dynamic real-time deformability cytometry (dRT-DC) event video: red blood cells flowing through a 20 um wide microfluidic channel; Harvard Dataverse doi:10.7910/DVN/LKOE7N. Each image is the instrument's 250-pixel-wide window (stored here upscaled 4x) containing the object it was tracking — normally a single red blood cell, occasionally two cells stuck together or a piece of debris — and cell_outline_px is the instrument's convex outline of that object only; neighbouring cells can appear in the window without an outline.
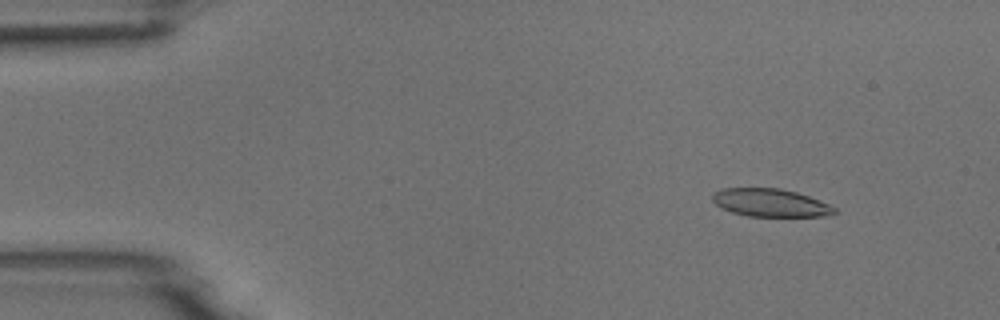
{"species": "common noctule bat (a hibernating species)", "species_latin": "Nyctalus noctula", "temperature_condition": "room temperature", "stored_images_in_passage": 53, "camera_frame_rate_fps": 3000, "um_per_image_px": 0.085, "animal": {"sex": "male", "body_mass_g": 18.8}, "frame": {"image": 1, "passage_image": 6, "time_ms": 1.667, "image_size_px": [1000, 320], "cell_outline_px": [[824, 212], [812, 216], [760, 216], [740, 212], [728, 208], [736, 188], [768, 188], [788, 192], [804, 196], [820, 204]], "centroid_in_image_um": [65.71, 17.27], "position_along_channel_um": 19.3, "area_um2": 14.91}}
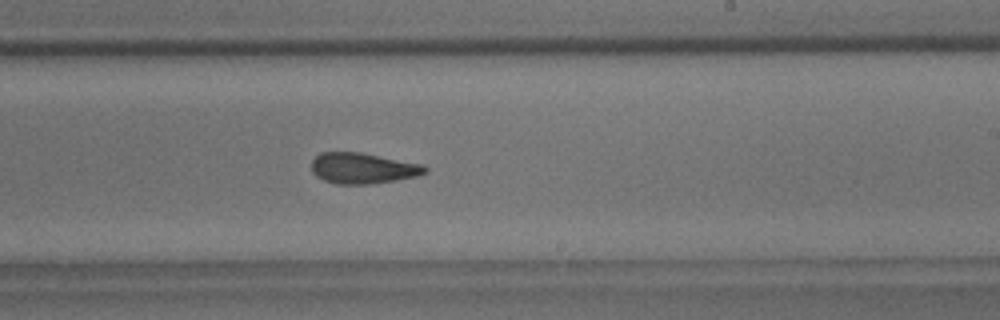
{"frame": {"image": 2, "passage_image": 32, "time_ms": 10.333, "image_size_px": [1000, 320], "cell_outline_px": [[424, 168], [420, 172], [404, 176], [380, 180], [332, 180], [316, 172], [316, 160], [320, 156], [332, 152], [344, 152], [368, 156]], "centroid_in_image_um": [30.68, 14.24], "position_along_channel_um": 258.3, "area_um2": 15.32}}
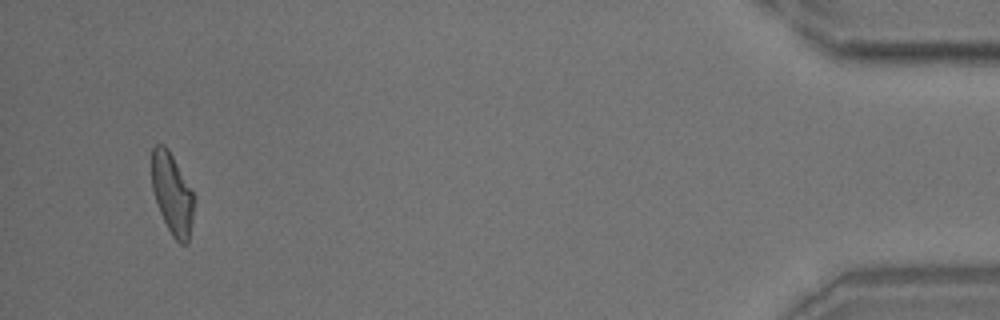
{"frame": {"image": 3, "passage_image": 51, "time_ms": 16.667, "image_size_px": [1000, 320], "cell_outline_px": [[192, 204], [188, 232], [176, 236], [172, 232], [164, 216], [156, 196], [152, 180], [152, 156], [164, 148], [168, 152], [192, 192]], "centroid_in_image_um": [14.6, 16.37], "position_along_channel_um": 420.6, "area_um2": 16.3}, "authors_computed_cell_mechanics": {"area_um2": 15.6638, "velocity_mm_per_s": 3.774, "shape_relaxation_time_tau1_ms": null, "shape_relaxation_time_tau2_ms": 4.0969, "deformation_change_tau1": null, "deformation_change_tau2": 0.1303}}